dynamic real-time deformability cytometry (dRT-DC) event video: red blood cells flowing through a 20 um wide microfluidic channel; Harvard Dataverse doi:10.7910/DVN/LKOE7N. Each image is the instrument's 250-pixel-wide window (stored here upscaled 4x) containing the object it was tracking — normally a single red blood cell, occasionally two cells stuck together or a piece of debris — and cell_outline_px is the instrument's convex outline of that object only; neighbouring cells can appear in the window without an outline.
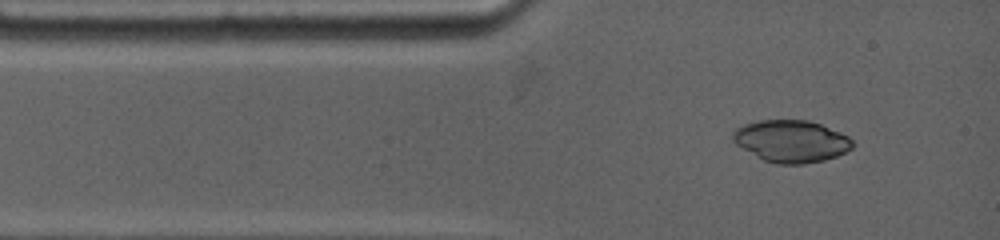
{"species": "common noctule bat (a hibernating species)", "species_latin": "Nyctalus noctula", "temperature_condition": "warm", "stored_images_in_passage": 42, "camera_frame_rate_fps": 4500, "um_per_image_px": 0.085, "animal": {"sex": "female", "body_mass_g": 19.0, "forearm_length_mm": 53.3}, "frame": {"image": 1, "passage_image": 1, "time_ms": 0.0, "image_size_px": [1000, 240], "cell_outline_px": [[856, 144], [852, 148], [836, 156], [824, 160], [804, 164], [776, 164], [764, 160], [756, 156], [736, 144], [732, 140], [732, 132], [736, 128], [744, 124], [760, 120], [808, 120], [820, 124], [840, 132], [848, 136]], "centroid_in_image_um": [67.25, 12.0], "position_along_channel_um": 17.7, "area_um2": 29.36}}
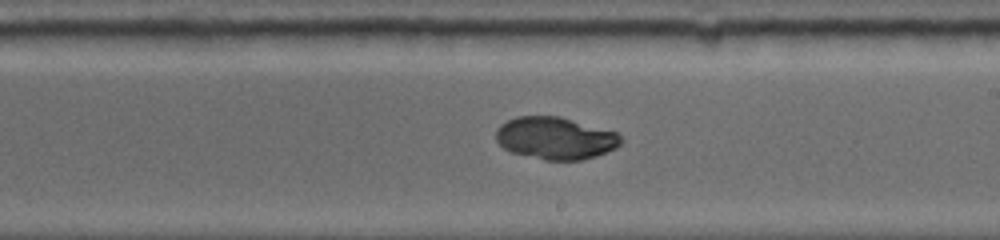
{"frame": {"image": 2, "passage_image": 24, "time_ms": 6.444, "image_size_px": [1000, 240], "cell_outline_px": [[620, 144], [616, 148], [596, 156], [580, 160], [544, 160], [512, 152], [504, 148], [496, 140], [496, 128], [500, 124], [516, 116], [560, 116], [616, 132], [620, 136]], "centroid_in_image_um": [47.18, 11.74], "position_along_channel_um": 241.8, "area_um2": 30.69}}
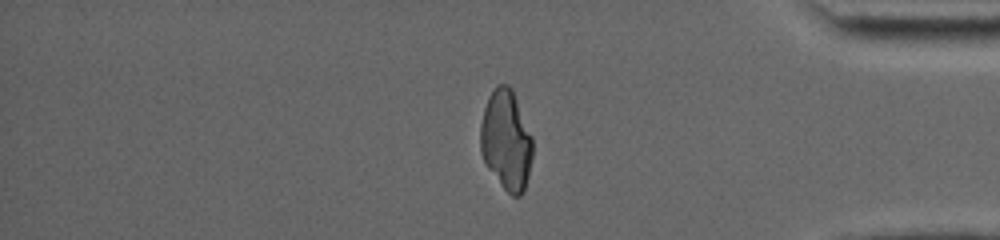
{"frame": {"image": 3, "passage_image": 41, "time_ms": 11.111, "image_size_px": [1000, 240], "cell_outline_px": [[532, 156], [528, 176], [524, 192], [520, 196], [512, 196], [504, 188], [488, 168], [480, 152], [480, 124], [484, 108], [488, 96], [496, 84], [508, 84], [512, 88], [532, 136]], "centroid_in_image_um": [43.02, 11.89], "position_along_channel_um": 392.2, "area_um2": 30.52}}